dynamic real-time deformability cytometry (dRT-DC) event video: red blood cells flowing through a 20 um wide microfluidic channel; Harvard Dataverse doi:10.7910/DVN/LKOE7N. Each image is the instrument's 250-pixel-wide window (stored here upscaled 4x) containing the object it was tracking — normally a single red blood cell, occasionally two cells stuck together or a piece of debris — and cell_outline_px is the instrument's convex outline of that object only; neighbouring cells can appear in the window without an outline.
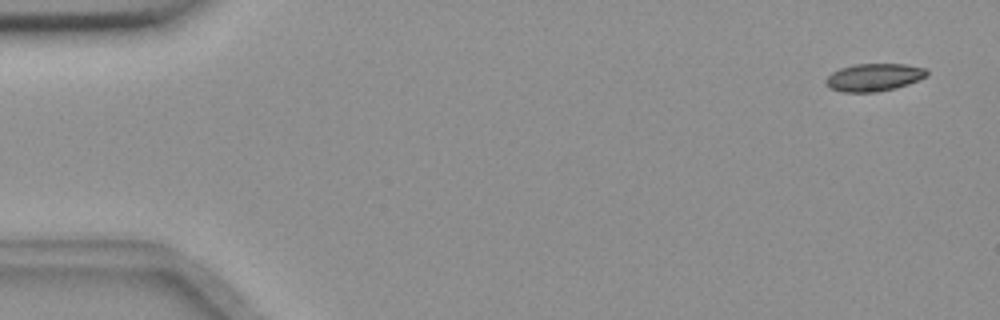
{"species": "common noctule bat (a hibernating species)", "species_latin": "Nyctalus noctula", "temperature_condition": "room temperature", "stored_images_in_passage": 5, "camera_frame_rate_fps": 3000, "um_per_image_px": 0.085, "animal": {"sex": "female", "body_mass_g": 18.4}, "frame": {"image": 1, "passage_image": 1, "time_ms": 0.0, "image_size_px": [1000, 320], "cell_outline_px": [[928, 76], [908, 84], [896, 88], [876, 92], [844, 92], [828, 88], [824, 84], [824, 80], [832, 72], [840, 68], [856, 64], [904, 64], [924, 68], [928, 72]], "centroid_in_image_um": [74.25, 6.58], "position_along_channel_um": 10.7, "area_um2": 16.36}}